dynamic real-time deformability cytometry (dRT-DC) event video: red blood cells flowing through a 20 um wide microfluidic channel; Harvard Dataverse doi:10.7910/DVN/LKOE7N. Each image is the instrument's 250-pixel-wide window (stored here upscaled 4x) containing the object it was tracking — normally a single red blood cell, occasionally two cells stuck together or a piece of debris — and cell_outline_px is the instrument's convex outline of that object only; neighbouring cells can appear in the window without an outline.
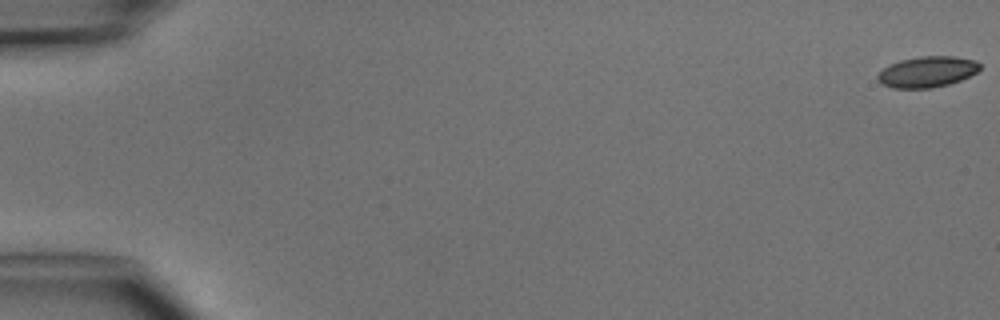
{"species": "common noctule bat (a hibernating species)", "species_latin": "Nyctalus noctula", "temperature_condition": "cold", "stored_images_in_passage": 5, "camera_frame_rate_fps": 3000, "um_per_image_px": 0.085, "animal": {"sex": "male", "body_mass_g": 15.6}, "frame": {"image": 1, "passage_image": 1, "time_ms": 0.0, "image_size_px": [1000, 320], "cell_outline_px": [[980, 68], [976, 72], [960, 80], [948, 84], [932, 88], [892, 88], [880, 84], [876, 80], [876, 76], [884, 68], [900, 60], [920, 56], [952, 56], [972, 60], [980, 64]], "centroid_in_image_um": [78.76, 6.11], "position_along_channel_um": 6.2, "area_um2": 18.26}}
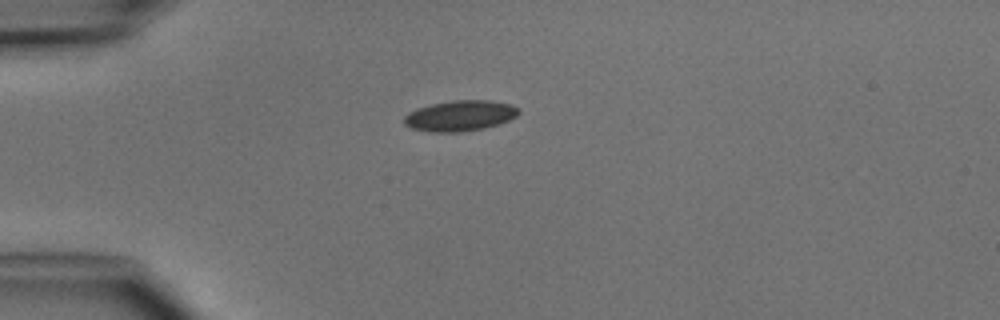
{"frame": {"image": 2, "passage_image": 4, "time_ms": 4.333, "image_size_px": [1000, 320], "cell_outline_px": [[520, 112], [516, 116], [500, 124], [484, 128], [460, 132], [428, 132], [412, 128], [404, 124], [404, 116], [408, 112], [416, 108], [432, 104], [452, 100], [492, 100], [512, 104], [520, 108]], "centroid_in_image_um": [39.12, 9.83], "position_along_channel_um": 45.9, "area_um2": 20.69}}